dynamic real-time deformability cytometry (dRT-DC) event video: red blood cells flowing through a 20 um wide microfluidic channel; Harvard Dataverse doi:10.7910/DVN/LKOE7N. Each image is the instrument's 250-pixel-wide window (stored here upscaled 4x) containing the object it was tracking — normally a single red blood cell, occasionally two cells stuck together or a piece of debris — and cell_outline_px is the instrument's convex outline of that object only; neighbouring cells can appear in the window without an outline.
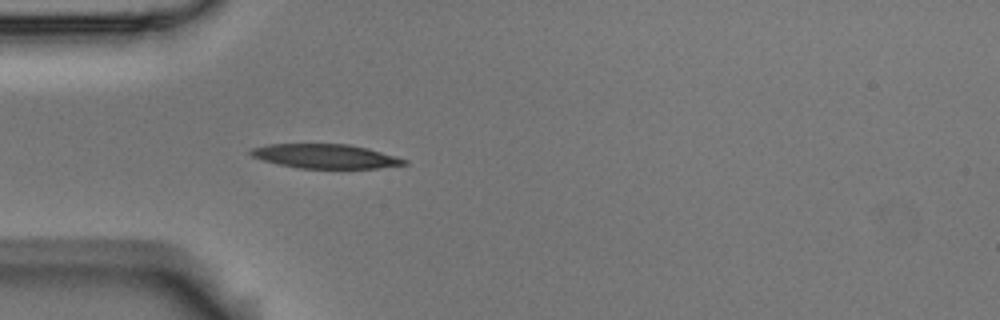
{"species": "Egyptian fruit bat (a non-hibernating species)", "species_latin": "Rousettus aegyptiacus", "temperature_condition": "room temperature", "stored_images_in_passage": 13, "camera_frame_rate_fps": 3000, "um_per_image_px": 0.085, "animal": {"sex": "male"}, "frame": {"image": 1, "passage_image": 6, "time_ms": 1.667, "image_size_px": [1000, 320], "cell_outline_px": [[408, 164], [376, 168], [300, 168], [276, 164], [252, 156], [248, 152], [248, 148], [268, 144], [348, 144], [368, 148], [396, 156], [408, 160]], "centroid_in_image_um": [27.63, 13.27], "position_along_channel_um": 57.4, "area_um2": 21.73}}
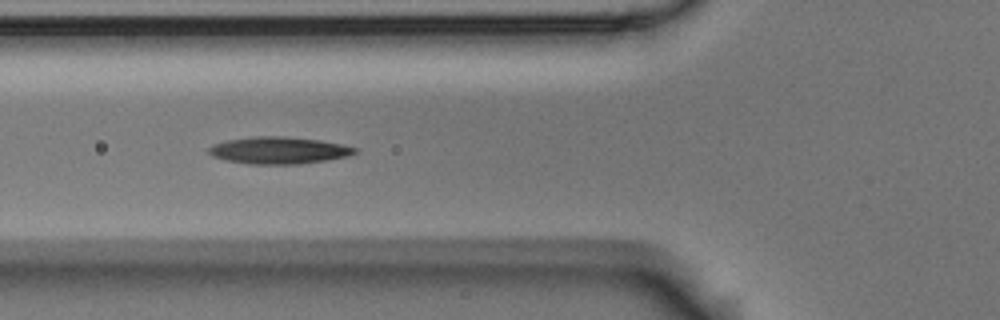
{"frame": {"image": 2, "passage_image": 10, "time_ms": 3.0, "image_size_px": [1000, 320], "cell_outline_px": [[356, 152], [348, 156], [300, 164], [248, 164], [228, 160], [212, 156], [208, 152], [208, 148], [216, 144], [228, 140], [256, 136], [280, 136], [320, 140], [340, 144], [356, 148]], "centroid_in_image_um": [23.69, 12.78], "position_along_channel_um": 102.1, "area_um2": 22.6}}